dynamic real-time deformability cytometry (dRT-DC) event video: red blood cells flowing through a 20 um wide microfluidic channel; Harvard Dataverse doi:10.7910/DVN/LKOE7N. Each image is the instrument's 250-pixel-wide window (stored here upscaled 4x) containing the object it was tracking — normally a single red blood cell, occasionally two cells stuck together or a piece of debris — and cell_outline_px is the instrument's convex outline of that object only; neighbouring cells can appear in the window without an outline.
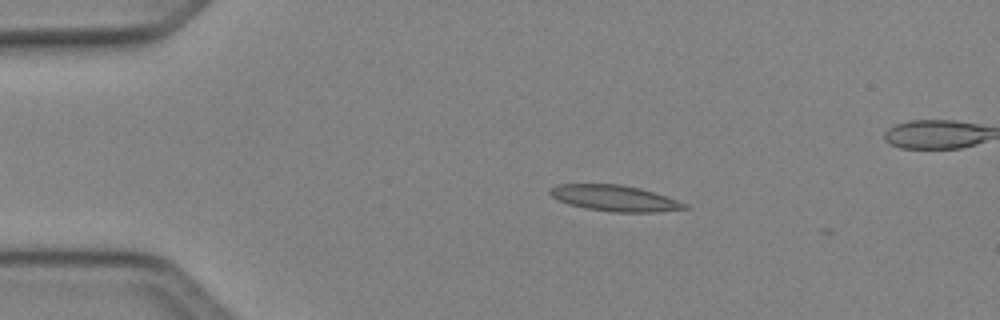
{"species": "Egyptian fruit bat (a non-hibernating species)", "species_latin": "Rousettus aegyptiacus", "temperature_condition": "cold", "stored_images_in_passage": 3, "camera_frame_rate_fps": 3000, "um_per_image_px": 0.085, "animal": {"sex": "female"}, "frame": {"image": 1, "passage_image": 2, "time_ms": 0.333, "image_size_px": [1000, 320], "cell_outline_px": [[692, 208], [656, 212], [616, 212], [584, 208], [568, 204], [552, 196], [548, 192], [556, 184], [620, 184], [640, 188], [688, 204]], "centroid_in_image_um": [52.26, 16.85], "position_along_channel_um": 32.7, "area_um2": 20.23}}